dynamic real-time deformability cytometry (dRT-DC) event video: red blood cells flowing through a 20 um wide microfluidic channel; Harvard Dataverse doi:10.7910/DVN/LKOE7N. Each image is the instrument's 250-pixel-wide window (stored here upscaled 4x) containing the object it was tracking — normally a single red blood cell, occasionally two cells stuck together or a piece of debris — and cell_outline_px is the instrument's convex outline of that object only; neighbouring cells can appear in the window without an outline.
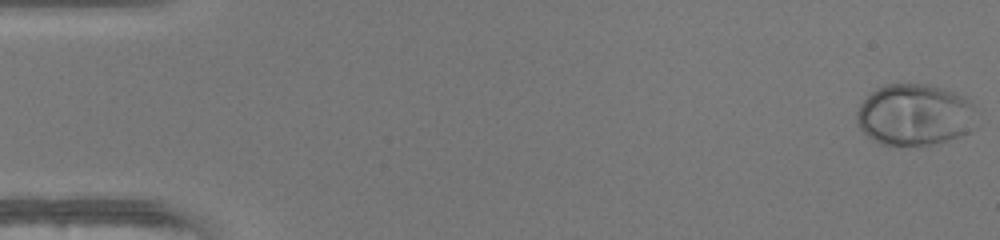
{"species": "human", "species_latin": "Homo sapiens", "temperature_condition": "warm", "stored_images_in_passage": 49, "camera_frame_rate_fps": 3000, "um_per_image_px": 0.085, "donor": {"sex": "female"}, "frame": {"image": 1, "passage_image": 1, "time_ms": 0.0, "image_size_px": [1000, 240], "cell_outline_px": [[972, 108], [968, 132], [932, 144], [880, 144], [868, 136], [860, 128], [856, 120], [856, 112], [860, 104], [876, 88], [888, 84], [928, 84], [956, 92], [972, 104]], "centroid_in_image_um": [77.65, 9.73], "position_along_channel_um": 7.4, "area_um2": 41.73}}
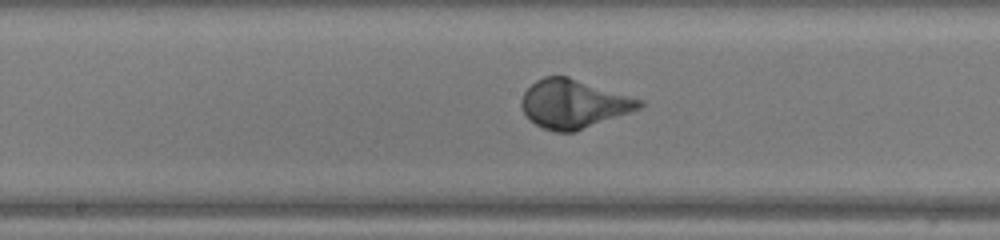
{"frame": {"image": 2, "passage_image": 26, "time_ms": 8.333, "image_size_px": [1000, 240], "cell_outline_px": [[644, 104], [640, 108], [572, 132], [556, 132], [544, 128], [536, 124], [524, 112], [520, 104], [520, 100], [524, 92], [536, 80], [544, 76], [568, 76], [644, 100]], "centroid_in_image_um": [48.74, 8.8], "position_along_channel_um": 199.5, "area_um2": 32.95}}
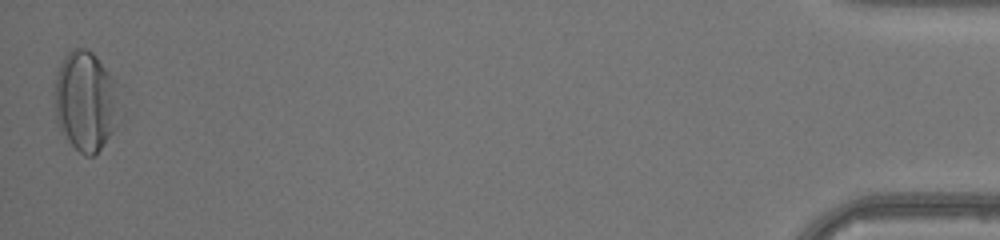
{"frame": {"image": 3, "passage_image": 49, "time_ms": 16.0, "image_size_px": [1000, 240], "cell_outline_px": [[128, 92], [124, 108], [116, 128], [100, 148], [92, 156], [84, 156], [68, 140], [56, 120], [56, 76], [60, 64], [64, 56], [72, 48], [84, 48], [92, 52], [96, 56]], "centroid_in_image_um": [7.45, 8.56], "position_along_channel_um": 427.8, "area_um2": 39.36}, "authors_computed_cell_mechanics": {"area_um2": 33.7552, "velocity_mm_per_s": 4.2191, "shape_relaxation_time_tau1_ms": 2.6791, "shape_relaxation_time_tau2_ms": null, "deformation_change_tau1": 0.206, "deformation_change_tau2": null}}